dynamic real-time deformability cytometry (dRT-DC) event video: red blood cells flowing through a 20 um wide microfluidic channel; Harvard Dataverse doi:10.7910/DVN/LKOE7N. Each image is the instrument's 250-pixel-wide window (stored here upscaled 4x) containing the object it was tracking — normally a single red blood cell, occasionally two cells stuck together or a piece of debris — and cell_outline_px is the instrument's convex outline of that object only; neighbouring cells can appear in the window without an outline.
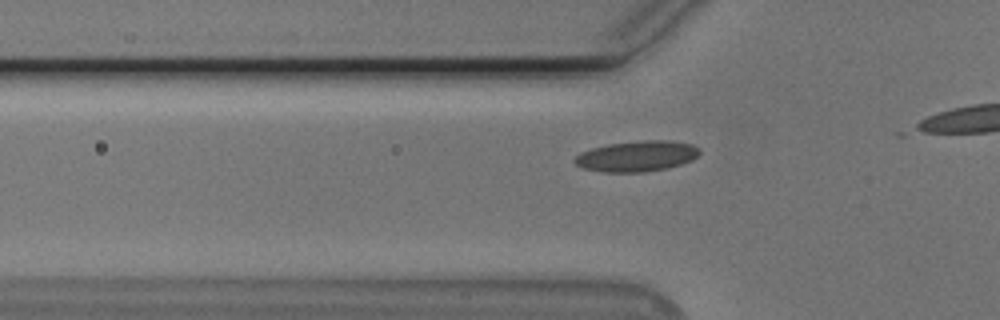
{"species": "Egyptian fruit bat (a non-hibernating species)", "species_latin": "Rousettus aegyptiacus", "temperature_condition": "cold", "stored_images_in_passage": 26, "camera_frame_rate_fps": 3000, "um_per_image_px": 0.085, "animal": {"sex": "male"}, "frame": {"image": 1, "passage_image": 13, "time_ms": 4.0, "image_size_px": [1000, 320], "cell_outline_px": [[700, 152], [692, 160], [680, 164], [664, 168], [644, 172], [604, 172], [584, 168], [576, 164], [572, 160], [580, 152], [592, 148], [608, 144], [644, 140], [672, 140], [692, 144], [700, 148]], "centroid_in_image_um": [54.13, 13.26], "position_along_channel_um": 71.7, "area_um2": 22.25}}
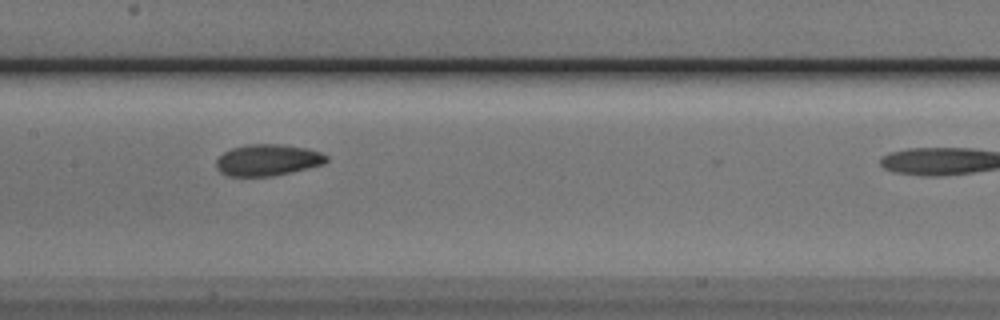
{"frame": {"image": 2, "passage_image": 22, "time_ms": 7.0, "image_size_px": [1000, 320], "cell_outline_px": [[328, 160], [324, 164], [292, 172], [272, 176], [228, 176], [220, 172], [216, 168], [216, 160], [224, 152], [232, 148], [248, 144], [284, 144], [308, 148], [320, 152], [328, 156]], "centroid_in_image_um": [22.77, 13.6], "position_along_channel_um": 184.6, "area_um2": 20.35}}
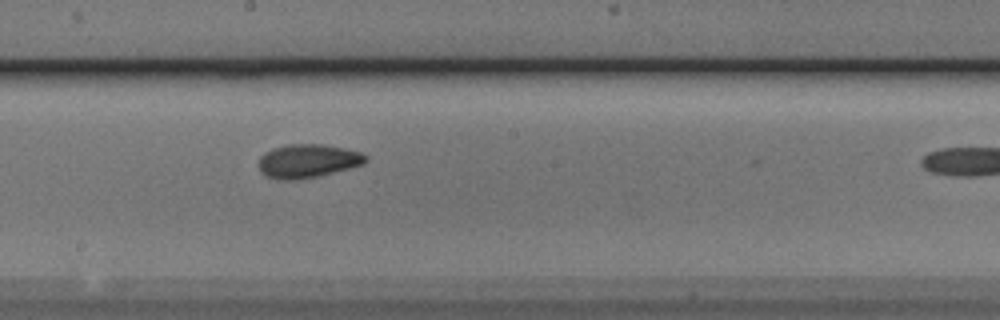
{"frame": {"image": 3, "passage_image": 25, "time_ms": 8.0, "image_size_px": [1000, 320], "cell_outline_px": [[368, 160], [364, 164], [320, 176], [296, 180], [280, 180], [264, 176], [260, 172], [260, 156], [264, 152], [272, 148], [288, 144], [320, 144], [344, 148], [360, 152], [368, 156]], "centroid_in_image_um": [26.15, 13.69], "position_along_channel_um": 222.0, "area_um2": 21.15}}